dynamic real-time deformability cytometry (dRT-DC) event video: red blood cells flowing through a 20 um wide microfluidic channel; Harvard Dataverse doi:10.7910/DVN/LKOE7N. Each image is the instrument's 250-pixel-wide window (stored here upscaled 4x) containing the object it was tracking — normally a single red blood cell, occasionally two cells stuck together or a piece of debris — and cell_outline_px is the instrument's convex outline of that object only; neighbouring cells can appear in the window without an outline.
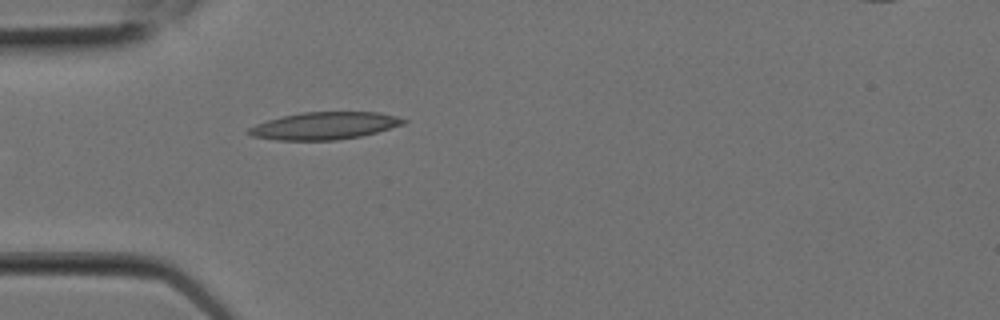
{"species": "Egyptian fruit bat (a non-hibernating species)", "species_latin": "Rousettus aegyptiacus", "temperature_condition": "room temperature", "stored_images_in_passage": 1, "camera_frame_rate_fps": 3000, "um_per_image_px": 0.085, "animal": {"sex": "female"}, "frame": {"image": 1, "passage_image": 1, "time_ms": 0.0, "image_size_px": [1000, 320], "cell_outline_px": [[408, 120], [404, 124], [376, 132], [360, 136], [336, 140], [276, 140], [252, 136], [244, 132], [248, 128], [256, 124], [268, 120], [284, 116], [304, 112], [380, 112], [396, 116]], "centroid_in_image_um": [27.57, 10.69], "position_along_channel_um": 57.4, "area_um2": 24.57}}